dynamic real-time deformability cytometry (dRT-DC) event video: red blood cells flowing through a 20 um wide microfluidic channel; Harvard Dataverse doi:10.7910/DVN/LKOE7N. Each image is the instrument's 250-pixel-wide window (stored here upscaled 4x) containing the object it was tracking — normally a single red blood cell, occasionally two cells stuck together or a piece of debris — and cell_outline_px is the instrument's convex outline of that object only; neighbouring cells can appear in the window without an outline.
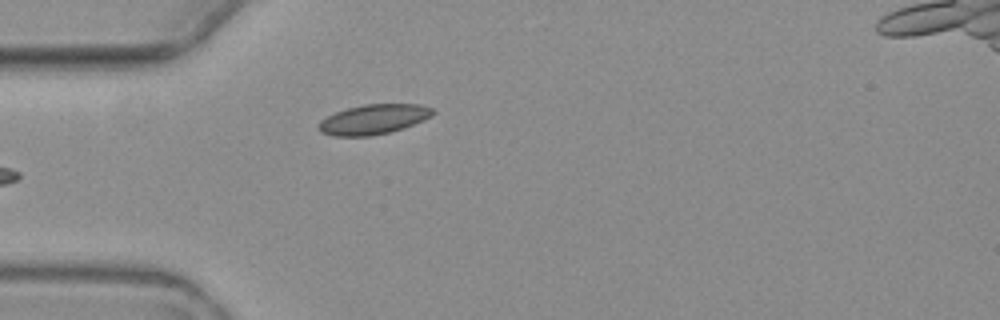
{"species": "common noctule bat (a hibernating species)", "species_latin": "Nyctalus noctula", "temperature_condition": "warm", "stored_images_in_passage": 3, "camera_frame_rate_fps": 3000, "um_per_image_px": 0.085, "animal": {"sex": "female", "body_mass_g": 19.3, "forearm_length_mm": 54.1}, "frame": {"image": 1, "passage_image": 3, "time_ms": 2.333, "image_size_px": [1000, 320], "cell_outline_px": [[436, 112], [432, 116], [424, 120], [404, 128], [388, 132], [368, 136], [336, 136], [320, 132], [316, 128], [320, 120], [336, 112], [348, 108], [364, 104], [420, 104], [432, 108]], "centroid_in_image_um": [31.76, 10.14], "position_along_channel_um": 53.2, "area_um2": 19.88}}